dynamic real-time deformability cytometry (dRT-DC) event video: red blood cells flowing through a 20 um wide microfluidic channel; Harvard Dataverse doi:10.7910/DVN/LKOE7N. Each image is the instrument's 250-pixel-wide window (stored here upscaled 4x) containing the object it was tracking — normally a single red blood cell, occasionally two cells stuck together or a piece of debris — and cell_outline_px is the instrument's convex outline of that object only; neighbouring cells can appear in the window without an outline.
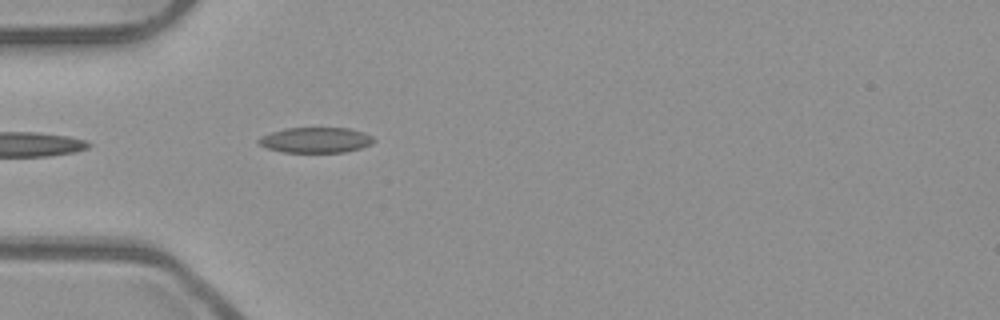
{"species": "common noctule bat (a hibernating species)", "species_latin": "Nyctalus noctula", "temperature_condition": "room temperature", "stored_images_in_passage": 9, "camera_frame_rate_fps": 3000, "um_per_image_px": 0.085, "animal": {"sex": "male", "body_mass_g": 23.1, "forearm_length_mm": 52.7}, "frame": {"image": 1, "passage_image": 1, "time_ms": 0.0, "image_size_px": [1000, 320], "cell_outline_px": [[376, 140], [372, 144], [360, 148], [344, 152], [280, 152], [268, 148], [260, 144], [256, 140], [260, 136], [284, 128], [348, 128], [364, 132], [372, 136]], "centroid_in_image_um": [26.84, 11.9], "position_along_channel_um": 58.2, "area_um2": 17.11}}
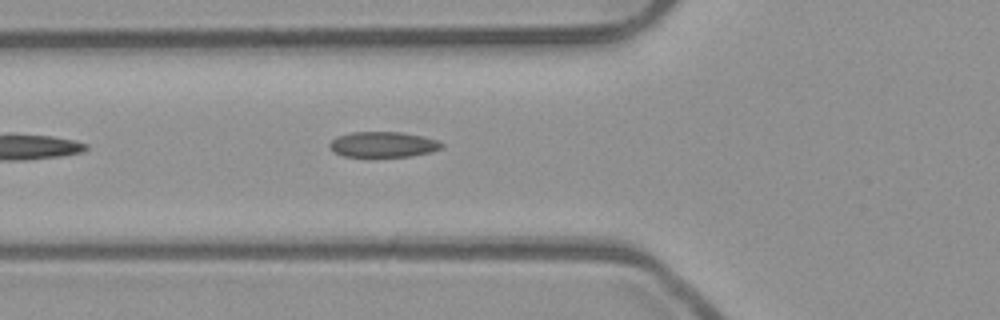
{"frame": {"image": 2, "passage_image": 4, "time_ms": 1.0, "image_size_px": [1000, 320], "cell_outline_px": [[444, 148], [432, 152], [412, 156], [372, 160], [368, 160], [344, 156], [332, 152], [328, 148], [328, 144], [336, 136], [352, 132], [400, 132], [424, 136], [440, 140], [444, 144]], "centroid_in_image_um": [32.55, 12.34], "position_along_channel_um": 93.3, "area_um2": 17.98}}